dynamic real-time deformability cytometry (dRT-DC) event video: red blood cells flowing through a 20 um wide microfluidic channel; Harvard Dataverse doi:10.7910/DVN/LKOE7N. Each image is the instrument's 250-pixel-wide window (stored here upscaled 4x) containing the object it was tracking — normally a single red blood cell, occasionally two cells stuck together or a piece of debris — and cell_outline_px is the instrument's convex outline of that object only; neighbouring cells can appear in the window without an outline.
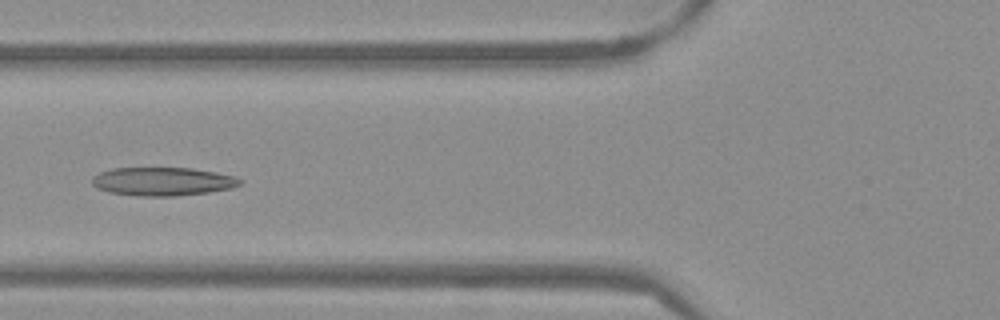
{"species": "Egyptian fruit bat (a non-hibernating species)", "species_latin": "Rousettus aegyptiacus", "temperature_condition": "warm", "stored_images_in_passage": 51, "camera_frame_rate_fps": 3000, "um_per_image_px": 0.085, "frame": {"image": 1, "passage_image": 19, "time_ms": 6.0, "image_size_px": [1000, 320], "cell_outline_px": [[244, 184], [232, 188], [208, 192], [176, 196], [136, 196], [108, 192], [96, 188], [92, 184], [92, 176], [100, 172], [112, 168], [192, 168], [216, 172], [236, 176], [244, 180]], "centroid_in_image_um": [13.86, 15.42], "position_along_channel_um": 111.9, "area_um2": 24.85}}
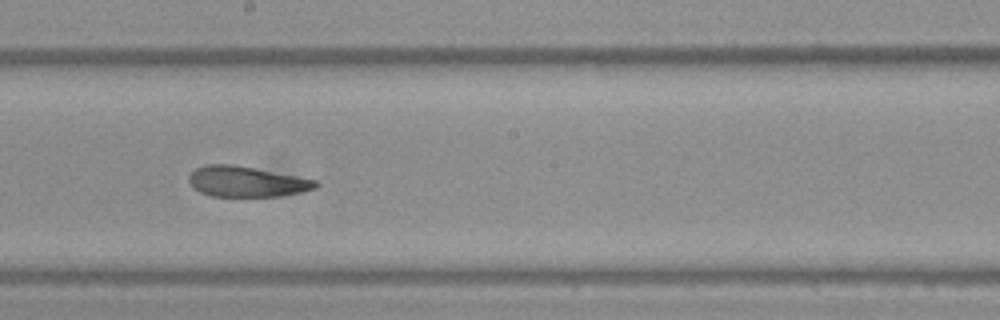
{"frame": {"image": 2, "passage_image": 28, "time_ms": 9.0, "image_size_px": [1000, 320], "cell_outline_px": [[320, 184], [316, 188], [300, 192], [280, 196], [212, 196], [200, 192], [192, 188], [188, 180], [188, 176], [196, 168], [204, 164], [232, 164], [316, 180]], "centroid_in_image_um": [20.91, 15.44], "position_along_channel_um": 227.3, "area_um2": 22.43}}
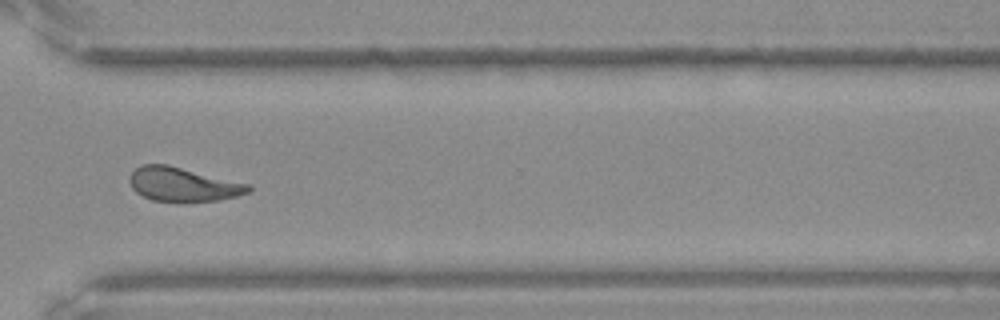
{"frame": {"image": 3, "passage_image": 38, "time_ms": 12.333, "image_size_px": [1000, 320], "cell_outline_px": [[252, 188], [248, 192], [236, 196], [216, 200], [152, 200], [136, 192], [132, 188], [128, 180], [132, 172], [140, 164], [168, 164], [252, 184]], "centroid_in_image_um": [15.56, 15.63], "position_along_channel_um": 355.0, "area_um2": 23.29}, "authors_computed_cell_mechanics": {"area_um2": 24.0448, "velocity_mm_per_s": 3.8303, "shape_relaxation_time_tau1_ms": 9.1329, "shape_relaxation_time_tau2_ms": 2.1309, "deformation_change_tau1": 0.2179, "deformation_change_tau2": 0.1096}}